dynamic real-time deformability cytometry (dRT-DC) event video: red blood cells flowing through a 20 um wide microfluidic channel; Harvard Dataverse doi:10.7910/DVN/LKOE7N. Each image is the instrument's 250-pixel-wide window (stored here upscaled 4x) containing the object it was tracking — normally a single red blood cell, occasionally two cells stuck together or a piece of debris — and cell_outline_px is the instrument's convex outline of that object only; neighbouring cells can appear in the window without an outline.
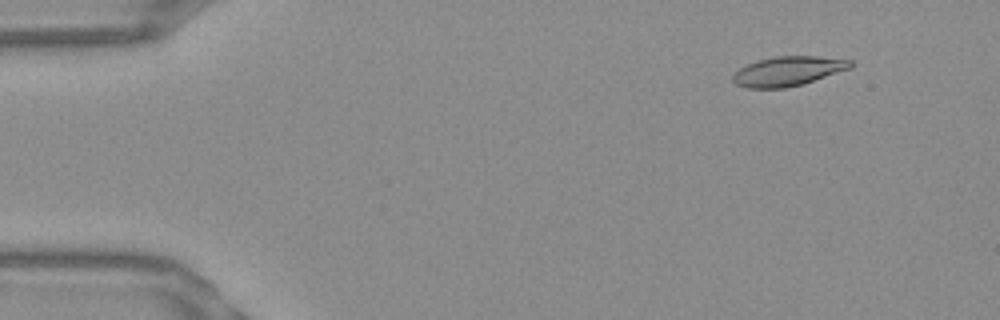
{"species": "Egyptian fruit bat (a non-hibernating species)", "species_latin": "Rousettus aegyptiacus", "temperature_condition": "warm", "stored_images_in_passage": 53, "camera_frame_rate_fps": 3000, "um_per_image_px": 0.085, "frame": {"image": 1, "passage_image": 6, "time_ms": 1.667, "image_size_px": [1000, 320], "cell_outline_px": [[856, 64], [852, 68], [804, 84], [784, 88], [748, 88], [736, 84], [732, 80], [732, 76], [740, 68], [756, 60], [776, 56], [816, 56], [852, 60]], "centroid_in_image_um": [67.03, 6.05], "position_along_channel_um": 18.0, "area_um2": 20.4}}
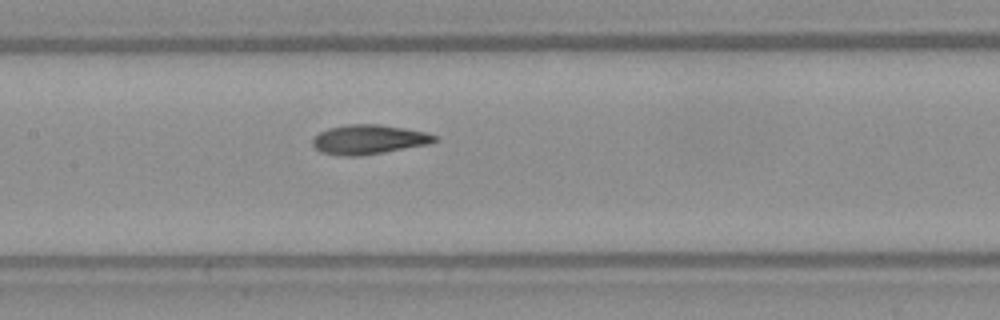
{"frame": {"image": 2, "passage_image": 26, "time_ms": 8.333, "image_size_px": [1000, 320], "cell_outline_px": [[440, 140], [428, 144], [360, 156], [340, 156], [320, 152], [312, 144], [312, 140], [320, 132], [328, 128], [348, 124], [376, 124], [404, 128], [428, 132], [436, 136]], "centroid_in_image_um": [31.35, 11.85], "position_along_channel_um": 176.1, "area_um2": 20.92}}
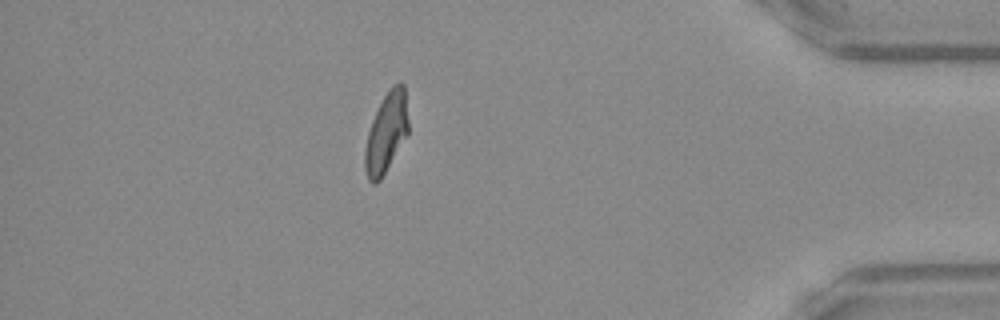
{"frame": {"image": 3, "passage_image": 47, "time_ms": 15.333, "image_size_px": [1000, 320], "cell_outline_px": [[408, 136], [380, 180], [376, 184], [372, 184], [368, 180], [364, 168], [364, 148], [368, 132], [372, 120], [384, 96], [392, 84], [400, 80], [404, 84], [408, 120]], "centroid_in_image_um": [32.84, 11.3], "position_along_channel_um": 402.4, "area_um2": 20.52}, "authors_computed_cell_mechanics": {"area_um2": 20.5768, "velocity_mm_per_s": 3.8365, "shape_relaxation_time_tau1_ms": 6.0537, "shape_relaxation_time_tau2_ms": 1.6854, "deformation_change_tau1": 0.2168, "deformation_change_tau2": 0.0899}}